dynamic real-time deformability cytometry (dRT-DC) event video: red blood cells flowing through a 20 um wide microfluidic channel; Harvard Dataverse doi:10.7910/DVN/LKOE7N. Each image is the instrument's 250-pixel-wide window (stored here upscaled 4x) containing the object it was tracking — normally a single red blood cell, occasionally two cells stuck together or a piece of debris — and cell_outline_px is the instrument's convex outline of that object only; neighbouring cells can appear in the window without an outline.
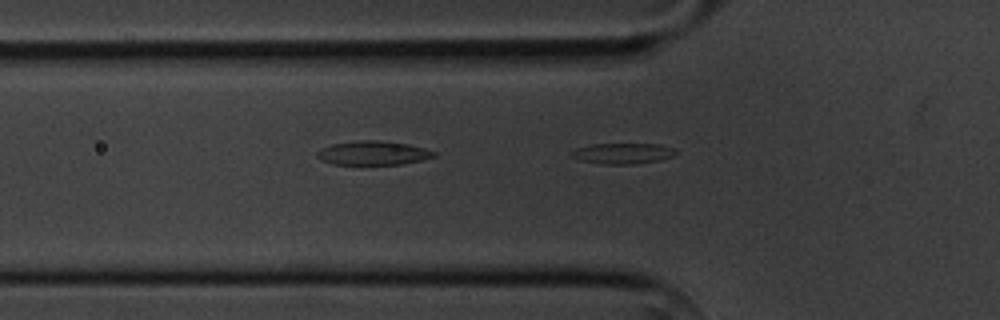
{"species": "common noctule bat (a hibernating species)", "species_latin": "Nyctalus noctula", "temperature_condition": "cold", "stored_images_in_passage": 6, "camera_frame_rate_fps": 3000, "um_per_image_px": 0.085, "animal": {"sex": "male", "body_mass_g": 20.1, "forearm_length_mm": 53.5}, "frame": {"image": 1, "passage_image": 6, "time_ms": 7.0, "image_size_px": [1000, 320], "cell_outline_px": [[676, 152], [672, 156], [660, 160], [632, 164], [600, 164], [580, 160], [572, 156], [572, 152], [576, 148], [592, 144], [660, 144], [676, 148]], "centroid_in_image_um": [52.96, 13.03], "position_along_channel_um": 72.8, "area_um2": 12.54}}